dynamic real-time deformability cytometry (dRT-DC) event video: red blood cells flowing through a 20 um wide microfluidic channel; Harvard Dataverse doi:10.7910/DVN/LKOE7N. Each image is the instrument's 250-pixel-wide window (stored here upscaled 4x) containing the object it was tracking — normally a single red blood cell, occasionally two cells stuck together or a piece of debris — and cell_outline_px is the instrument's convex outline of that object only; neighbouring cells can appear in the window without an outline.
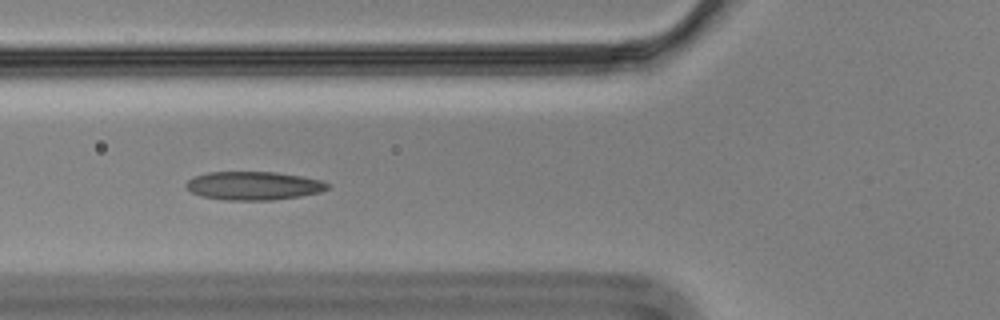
{"species": "Egyptian fruit bat (a non-hibernating species)", "species_latin": "Rousettus aegyptiacus", "temperature_condition": "cold", "stored_images_in_passage": 41, "camera_frame_rate_fps": 3000, "um_per_image_px": 0.085, "animal": {"sex": "male"}, "frame": {"image": 1, "passage_image": 5, "time_ms": 1.333, "image_size_px": [1000, 320], "cell_outline_px": [[328, 188], [320, 192], [300, 196], [272, 200], [228, 200], [200, 196], [192, 192], [184, 184], [188, 180], [196, 176], [208, 172], [276, 172], [300, 176], [320, 180], [328, 184]], "centroid_in_image_um": [21.54, 15.79], "position_along_channel_um": 104.3, "area_um2": 23.24}}
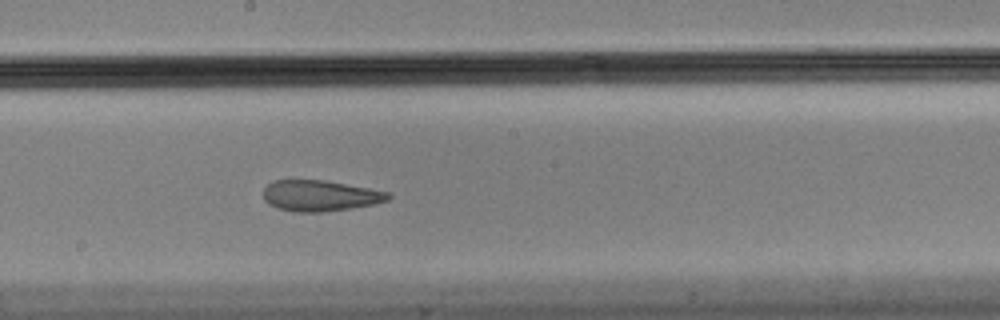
{"frame": {"image": 2, "passage_image": 15, "time_ms": 4.667, "image_size_px": [1000, 320], "cell_outline_px": [[392, 196], [388, 200], [376, 204], [352, 208], [324, 212], [296, 212], [276, 208], [268, 204], [264, 200], [264, 188], [272, 180], [324, 180], [368, 188], [388, 192]], "centroid_in_image_um": [27.19, 16.64], "position_along_channel_um": 221.0, "area_um2": 22.6}}
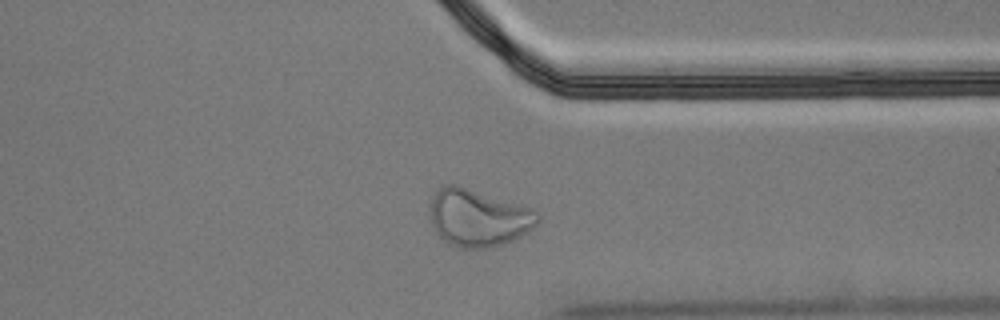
{"frame": {"image": 3, "passage_image": 28, "time_ms": 9.0, "image_size_px": [1000, 320], "cell_outline_px": [[540, 220], [528, 232], [504, 244], [488, 248], [464, 248], [452, 244], [444, 240], [436, 232], [432, 224], [432, 196], [444, 184], [456, 184], [532, 208], [540, 212]], "centroid_in_image_um": [40.7, 18.51], "position_along_channel_um": 370.7, "area_um2": 35.66}, "authors_computed_cell_mechanics": {"area_um2": 24.1026, "velocity_mm_per_s": 3.4929, "shape_relaxation_time_tau1_ms": null, "shape_relaxation_time_tau2_ms": 2.246, "deformation_change_tau1": null, "deformation_change_tau2": 0.0862}}